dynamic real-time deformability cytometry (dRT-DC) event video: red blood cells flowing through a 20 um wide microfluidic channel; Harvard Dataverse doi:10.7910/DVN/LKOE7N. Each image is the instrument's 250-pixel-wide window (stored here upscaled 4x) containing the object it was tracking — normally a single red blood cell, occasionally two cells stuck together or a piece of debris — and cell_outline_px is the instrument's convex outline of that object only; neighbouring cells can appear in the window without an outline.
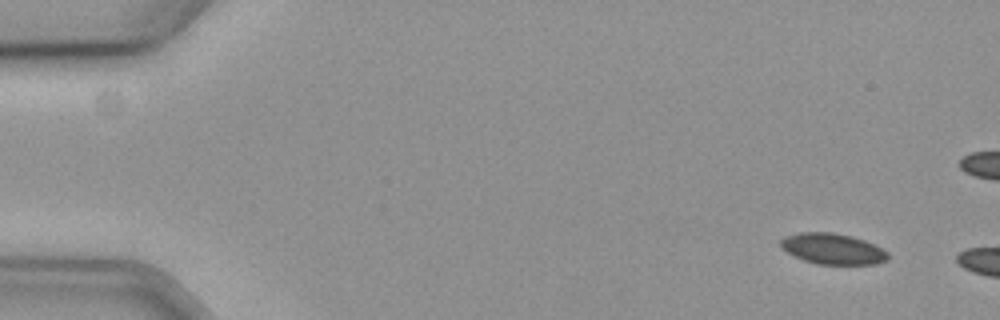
{"species": "common noctule bat (a hibernating species)", "species_latin": "Nyctalus noctula", "temperature_condition": "cold", "stored_images_in_passage": 12, "camera_frame_rate_fps": 3000, "um_per_image_px": 0.085, "animal": {"sex": "female", "body_mass_g": 19.3, "forearm_length_mm": 54.1}, "frame": {"image": 1, "passage_image": 1, "time_ms": 0.0, "image_size_px": [1000, 320], "cell_outline_px": [[888, 260], [876, 264], [816, 264], [804, 260], [780, 248], [780, 240], [784, 236], [800, 232], [832, 232], [852, 236], [864, 240], [888, 252]], "centroid_in_image_um": [70.76, 21.14], "position_along_channel_um": 14.2, "area_um2": 19.25}}